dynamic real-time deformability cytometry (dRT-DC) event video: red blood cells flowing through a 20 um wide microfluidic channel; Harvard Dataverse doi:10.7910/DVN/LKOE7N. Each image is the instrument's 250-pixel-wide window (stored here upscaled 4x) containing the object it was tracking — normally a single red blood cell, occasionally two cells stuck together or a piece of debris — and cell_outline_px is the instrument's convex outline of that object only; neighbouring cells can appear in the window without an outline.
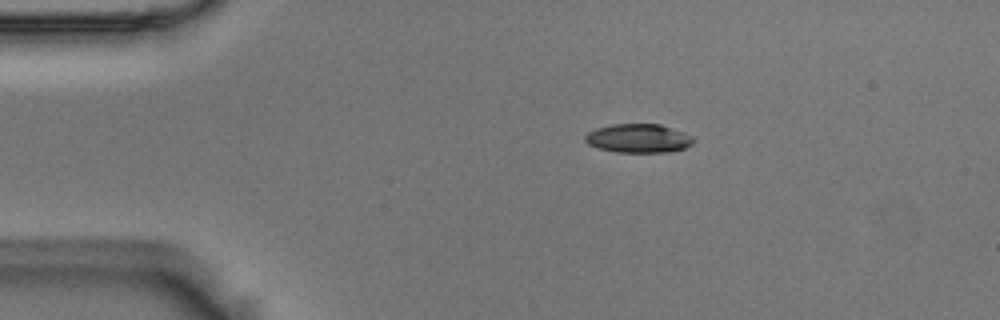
{"species": "Egyptian fruit bat (a non-hibernating species)", "species_latin": "Rousettus aegyptiacus", "temperature_condition": "room temperature", "stored_images_in_passage": 9, "camera_frame_rate_fps": 3000, "um_per_image_px": 0.085, "animal": {"sex": "male"}, "frame": {"image": 1, "passage_image": 1, "time_ms": 0.0, "image_size_px": [1000, 320], "cell_outline_px": [[696, 140], [692, 144], [684, 148], [668, 152], [616, 152], [596, 148], [588, 144], [584, 140], [584, 136], [588, 132], [596, 128], [612, 124], [660, 124], [684, 132], [692, 136]], "centroid_in_image_um": [54.25, 11.76], "position_along_channel_um": 30.7, "area_um2": 18.32}}
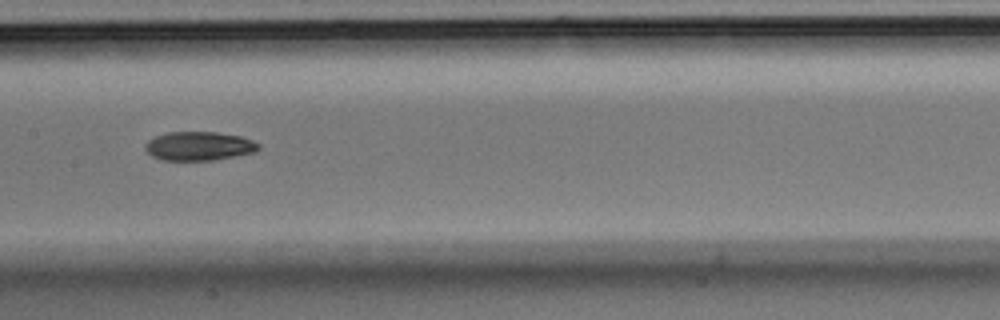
{"frame": {"image": 2, "passage_image": 6, "time_ms": 1.667, "image_size_px": [1000, 320], "cell_outline_px": [[260, 148], [256, 152], [236, 156], [212, 160], [160, 160], [152, 156], [144, 148], [144, 144], [148, 140], [156, 136], [168, 132], [216, 132], [240, 136], [252, 140], [260, 144]], "centroid_in_image_um": [16.91, 12.42], "position_along_channel_um": 190.5, "area_um2": 19.13}}
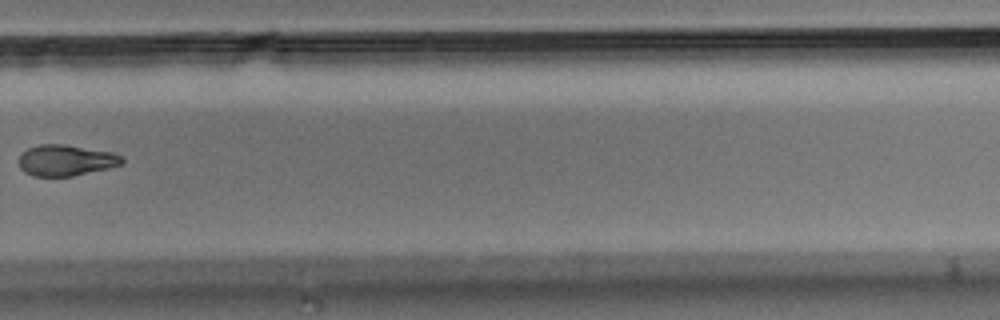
{"frame": {"image": 3, "passage_image": 9, "time_ms": 2.667, "image_size_px": [1000, 320], "cell_outline_px": [[124, 164], [108, 168], [72, 176], [32, 176], [24, 172], [20, 168], [16, 160], [20, 152], [28, 148], [40, 144], [64, 144], [112, 152], [124, 156]], "centroid_in_image_um": [5.56, 13.62], "position_along_channel_um": 324.2, "area_um2": 19.02}}